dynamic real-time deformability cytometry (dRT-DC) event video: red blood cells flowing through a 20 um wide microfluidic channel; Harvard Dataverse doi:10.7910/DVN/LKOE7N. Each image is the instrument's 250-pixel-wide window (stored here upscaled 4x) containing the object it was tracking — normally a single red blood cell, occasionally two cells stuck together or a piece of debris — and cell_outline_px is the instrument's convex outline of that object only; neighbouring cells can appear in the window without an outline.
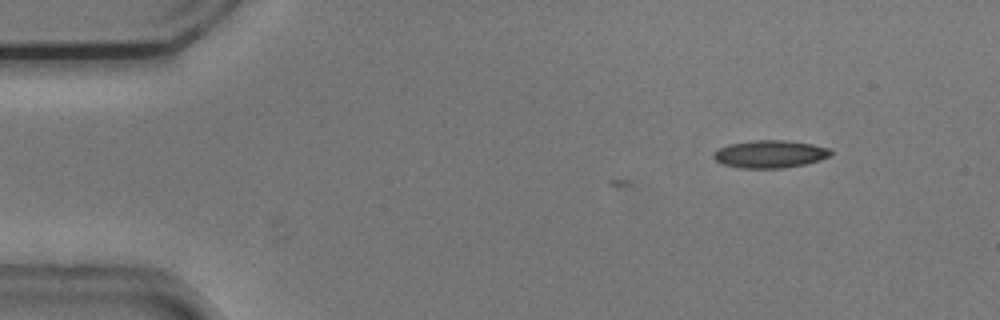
{"species": "common noctule bat (a hibernating species)", "species_latin": "Nyctalus noctula", "temperature_condition": "cold", "stored_images_in_passage": 2, "camera_frame_rate_fps": 3000, "um_per_image_px": 0.085, "animal": {"sex": "male", "body_mass_g": 20.5, "forearm_length_mm": 52.5}, "frame": {"image": 1, "passage_image": 2, "time_ms": 0.333, "image_size_px": [1000, 320], "cell_outline_px": [[832, 152], [828, 156], [820, 160], [804, 164], [784, 168], [740, 168], [724, 164], [716, 160], [712, 156], [712, 152], [716, 148], [728, 144], [752, 140], [788, 140], [812, 144], [828, 148]], "centroid_in_image_um": [65.39, 13.08], "position_along_channel_um": 19.6, "area_um2": 18.96}}